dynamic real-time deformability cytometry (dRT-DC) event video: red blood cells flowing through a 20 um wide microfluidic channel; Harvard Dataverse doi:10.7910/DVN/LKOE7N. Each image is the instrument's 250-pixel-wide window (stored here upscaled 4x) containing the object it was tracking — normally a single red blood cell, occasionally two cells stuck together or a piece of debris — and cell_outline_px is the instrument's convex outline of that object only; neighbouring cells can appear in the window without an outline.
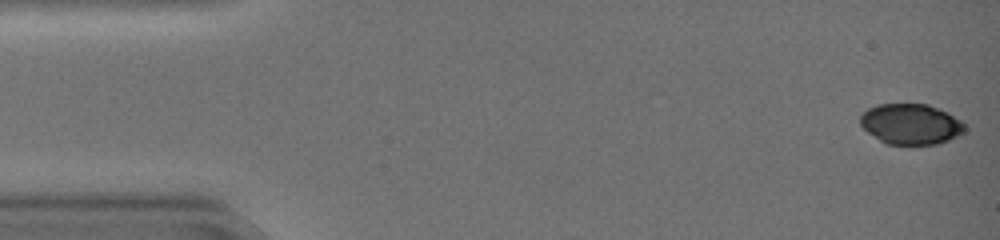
{"species": "common noctule bat (a hibernating species)", "species_latin": "Nyctalus noctula", "temperature_condition": "warm", "stored_images_in_passage": 45, "camera_frame_rate_fps": 3000, "um_per_image_px": 0.085, "animal": {"sex": "female", "body_mass_g": 19.0, "forearm_length_mm": 51.5}, "frame": {"image": 1, "passage_image": 1, "time_ms": 0.0, "image_size_px": [1000, 240], "cell_outline_px": [[964, 132], [948, 140], [936, 144], [888, 144], [880, 140], [868, 132], [860, 124], [860, 116], [868, 108], [876, 104], [928, 104], [948, 112], [960, 120], [964, 124]], "centroid_in_image_um": [77.41, 10.53], "position_along_channel_um": 7.6, "area_um2": 24.51}}
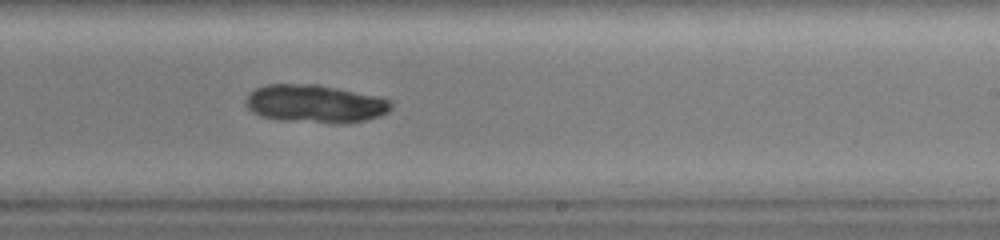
{"frame": {"image": 2, "passage_image": 28, "time_ms": 9.0, "image_size_px": [1000, 240], "cell_outline_px": [[392, 108], [388, 112], [380, 116], [364, 120], [344, 124], [332, 124], [280, 120], [260, 116], [252, 112], [244, 104], [244, 100], [256, 88], [268, 84], [320, 84], [376, 96], [392, 100]], "centroid_in_image_um": [26.79, 8.83], "position_along_channel_um": 262.2, "area_um2": 32.6}}
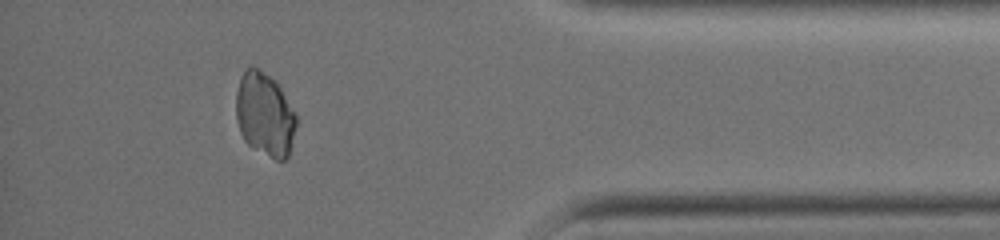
{"frame": {"image": 3, "passage_image": 40, "time_ms": 13.0, "image_size_px": [1000, 240], "cell_outline_px": [[296, 124], [288, 156], [284, 160], [276, 160], [252, 148], [244, 140], [240, 132], [236, 120], [236, 92], [240, 76], [252, 64], [260, 68], [276, 80], [296, 116]], "centroid_in_image_um": [22.47, 9.7], "position_along_channel_um": 412.7, "area_um2": 29.48}}